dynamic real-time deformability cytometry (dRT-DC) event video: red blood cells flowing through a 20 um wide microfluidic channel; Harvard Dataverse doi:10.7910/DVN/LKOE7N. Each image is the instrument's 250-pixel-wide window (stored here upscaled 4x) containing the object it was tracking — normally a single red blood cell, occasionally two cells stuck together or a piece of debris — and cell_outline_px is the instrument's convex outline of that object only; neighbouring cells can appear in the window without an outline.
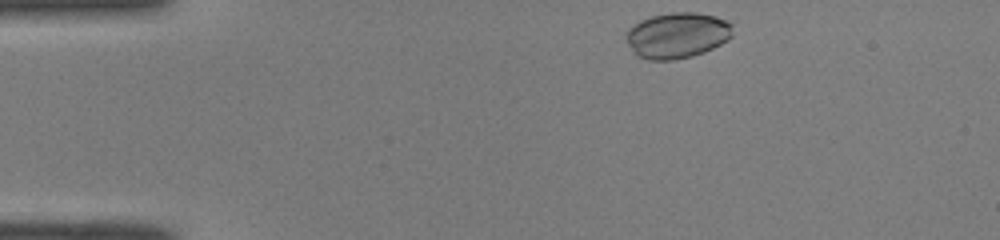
{"species": "common noctule bat (a hibernating species)", "species_latin": "Nyctalus noctula", "temperature_condition": "room temperature", "stored_images_in_passage": 42, "camera_frame_rate_fps": 3000, "um_per_image_px": 0.085, "animal": {"sex": "male", "body_mass_g": 19.0, "forearm_length_mm": 50.8}, "frame": {"image": 1, "passage_image": 1, "time_ms": 0.0, "image_size_px": [1000, 240], "cell_outline_px": [[732, 36], [728, 40], [704, 52], [692, 56], [672, 60], [648, 60], [636, 56], [628, 44], [624, 36], [628, 28], [640, 20], [652, 16], [672, 12], [696, 12], [716, 16], [732, 24]], "centroid_in_image_um": [57.53, 3.0], "position_along_channel_um": 27.5, "area_um2": 28.61}}
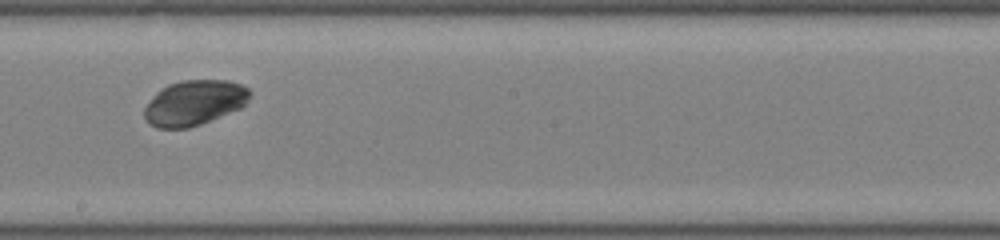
{"frame": {"image": 2, "passage_image": 21, "time_ms": 6.667, "image_size_px": [1000, 240], "cell_outline_px": [[252, 96], [240, 108], [200, 124], [188, 128], [156, 128], [148, 124], [144, 116], [144, 108], [156, 92], [160, 88], [168, 84], [180, 80], [228, 80], [240, 84], [248, 88], [252, 92]], "centroid_in_image_um": [16.5, 8.72], "position_along_channel_um": 231.7, "area_um2": 27.86}}
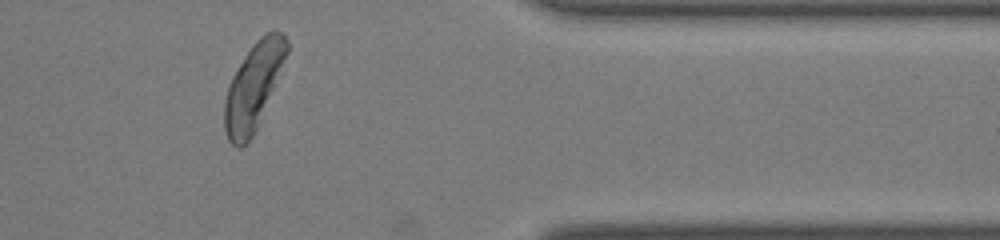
{"frame": {"image": 3, "passage_image": 34, "time_ms": 11.0, "image_size_px": [1000, 240], "cell_outline_px": [[288, 52], [256, 128], [252, 136], [240, 148], [236, 148], [228, 140], [224, 128], [224, 100], [228, 84], [232, 76], [244, 56], [252, 44], [260, 36], [268, 32], [280, 32], [284, 36], [288, 44]], "centroid_in_image_um": [21.5, 7.36], "position_along_channel_um": 389.9, "area_um2": 30.63}, "authors_computed_cell_mechanics": {"area_um2": 28.4376, "velocity_mm_per_s": 4.0698, "shape_relaxation_time_tau1_ms": 1.3911, "shape_relaxation_time_tau2_ms": null, "deformation_change_tau1": 0.0814, "deformation_change_tau2": null}}